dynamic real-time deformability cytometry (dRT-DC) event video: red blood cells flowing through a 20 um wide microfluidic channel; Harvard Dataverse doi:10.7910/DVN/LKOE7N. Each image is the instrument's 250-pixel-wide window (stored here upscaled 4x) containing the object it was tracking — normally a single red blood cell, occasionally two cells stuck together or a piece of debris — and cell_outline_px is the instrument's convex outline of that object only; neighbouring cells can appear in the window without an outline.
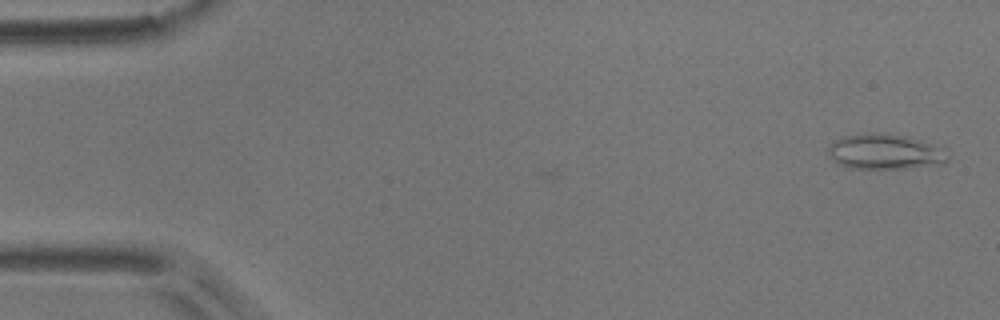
{"species": "common noctule bat (a hibernating species)", "species_latin": "Nyctalus noctula", "temperature_condition": "room temperature", "stored_images_in_passage": 2, "camera_frame_rate_fps": 3000, "um_per_image_px": 0.085, "animal": {"sex": "male", "body_mass_g": 17.9}, "frame": {"image": 1, "passage_image": 2, "time_ms": 1.0, "image_size_px": [1000, 320], "cell_outline_px": [[948, 160], [944, 164], [904, 168], [852, 168], [840, 164], [828, 152], [828, 148], [836, 140], [844, 136], [868, 132], [880, 132], [908, 136], [948, 148]], "centroid_in_image_um": [75.33, 12.87], "position_along_channel_um": 9.7, "area_um2": 24.74}}